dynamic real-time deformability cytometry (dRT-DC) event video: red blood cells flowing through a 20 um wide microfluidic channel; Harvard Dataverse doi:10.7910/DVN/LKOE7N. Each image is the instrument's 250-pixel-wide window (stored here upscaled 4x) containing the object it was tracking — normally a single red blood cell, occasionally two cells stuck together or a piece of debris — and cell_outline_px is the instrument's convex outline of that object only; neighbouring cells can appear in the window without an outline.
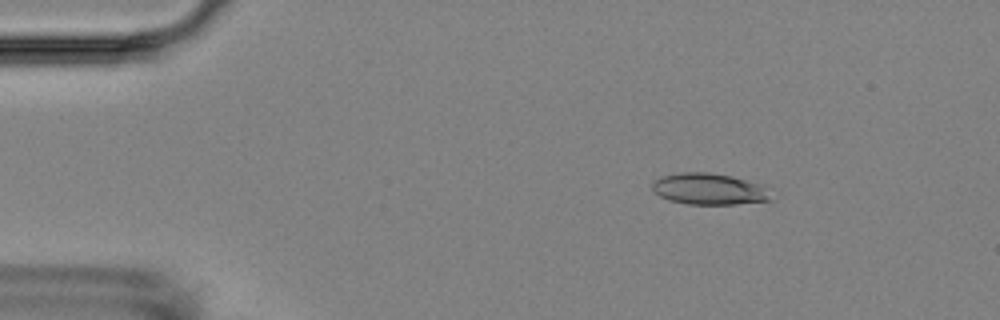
{"species": "Egyptian fruit bat (a non-hibernating species)", "species_latin": "Rousettus aegyptiacus", "temperature_condition": "room temperature", "stored_images_in_passage": 9, "camera_frame_rate_fps": 3000, "um_per_image_px": 0.085, "animal": {"sex": "female"}, "frame": {"image": 1, "passage_image": 2, "time_ms": 1.667, "image_size_px": [1000, 320], "cell_outline_px": [[768, 200], [736, 204], [688, 204], [668, 200], [660, 196], [652, 188], [652, 184], [660, 176], [680, 172], [708, 172], [732, 176], [760, 184]], "centroid_in_image_um": [60.15, 16.05], "position_along_channel_um": 24.9, "area_um2": 21.15}}
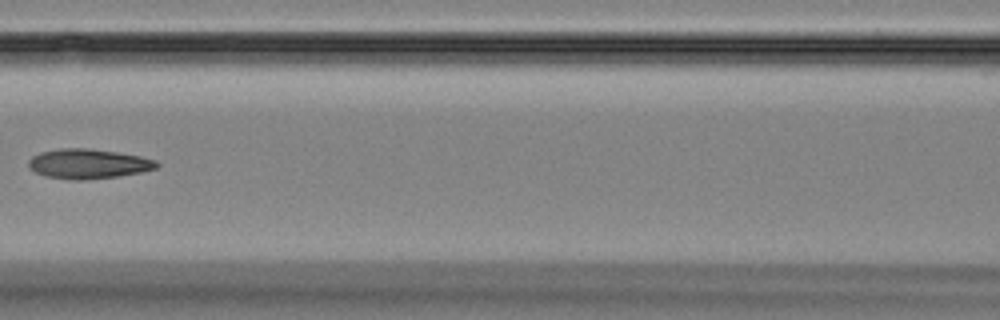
{"frame": {"image": 2, "passage_image": 6, "time_ms": 7.333, "image_size_px": [1000, 320], "cell_outline_px": [[160, 164], [156, 168], [140, 172], [116, 176], [88, 180], [72, 180], [44, 176], [28, 168], [28, 160], [32, 156], [40, 152], [60, 148], [88, 148], [116, 152], [140, 156], [156, 160]], "centroid_in_image_um": [7.46, 13.92], "position_along_channel_um": 159.1, "area_um2": 22.25}}
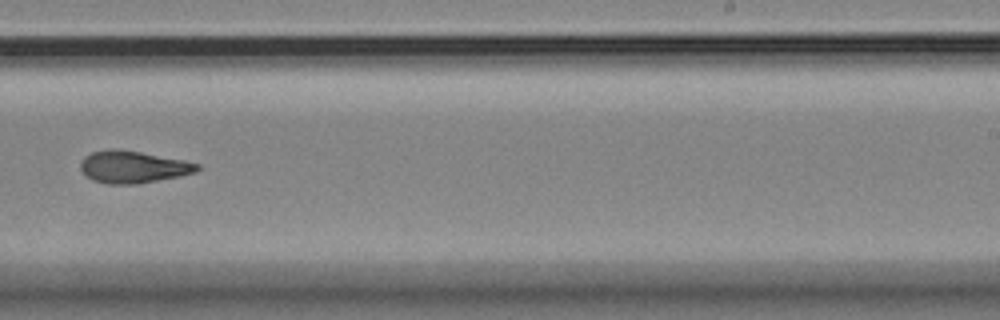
{"frame": {"image": 3, "passage_image": 9, "time_ms": 10.667, "image_size_px": [1000, 320], "cell_outline_px": [[200, 168], [196, 172], [180, 176], [136, 184], [108, 184], [92, 180], [80, 168], [80, 160], [84, 156], [92, 152], [112, 148], [140, 152], [184, 160], [200, 164]], "centroid_in_image_um": [11.3, 14.19], "position_along_channel_um": 277.7, "area_um2": 21.79}}